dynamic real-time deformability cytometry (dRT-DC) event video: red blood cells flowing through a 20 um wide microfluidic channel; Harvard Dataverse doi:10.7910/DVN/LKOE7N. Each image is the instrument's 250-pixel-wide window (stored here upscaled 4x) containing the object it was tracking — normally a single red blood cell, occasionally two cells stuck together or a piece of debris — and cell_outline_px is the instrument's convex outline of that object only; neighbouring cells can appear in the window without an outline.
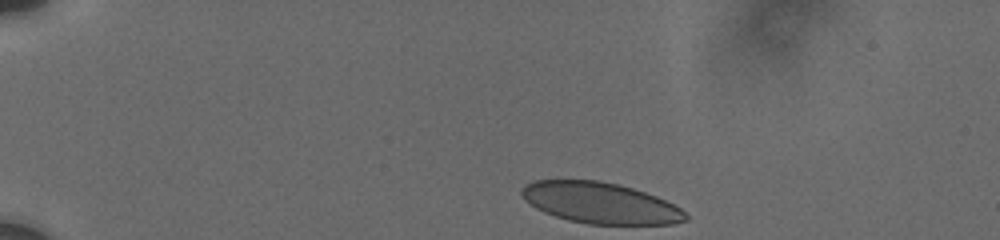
{"species": "human", "species_latin": "Homo sapiens", "temperature_condition": "cold", "stored_images_in_passage": 38, "camera_frame_rate_fps": 3000, "um_per_image_px": 0.085, "donor": {"sex": "male"}, "frame": {"image": 1, "passage_image": 1, "time_ms": 0.0, "image_size_px": [1000, 240], "cell_outline_px": [[688, 220], [672, 224], [588, 224], [568, 220], [544, 212], [536, 208], [524, 200], [520, 192], [524, 184], [536, 180], [600, 180], [632, 188], [656, 196], [680, 208], [688, 216]], "centroid_in_image_um": [50.99, 17.25], "position_along_channel_um": 34.0, "area_um2": 39.07}}
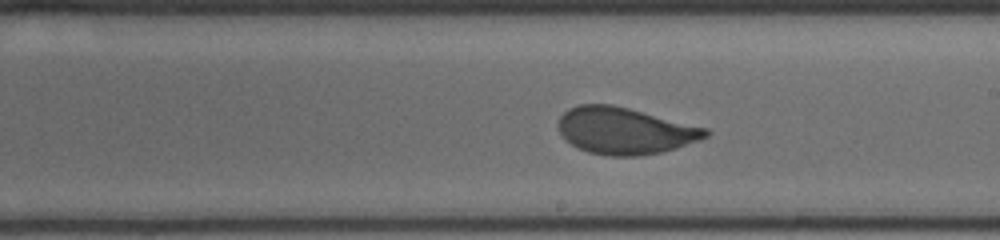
{"frame": {"image": 2, "passage_image": 19, "time_ms": 7.667, "image_size_px": [1000, 240], "cell_outline_px": [[712, 132], [708, 136], [700, 140], [676, 148], [660, 152], [636, 156], [608, 156], [588, 152], [576, 148], [564, 140], [560, 132], [560, 116], [568, 108], [580, 104], [612, 104], [708, 128]], "centroid_in_image_um": [53.11, 11.12], "position_along_channel_um": 235.9, "area_um2": 40.17}}
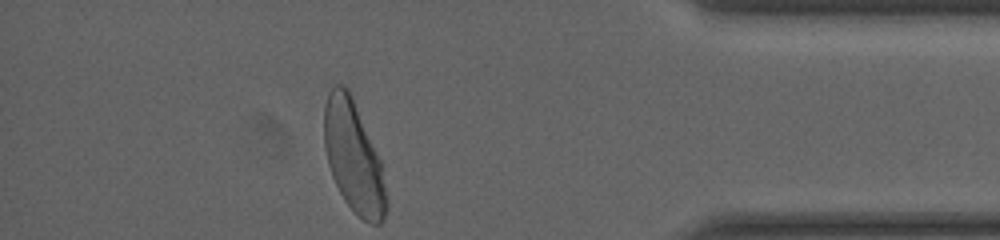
{"frame": {"image": 3, "passage_image": 38, "time_ms": 13.0, "image_size_px": [1000, 240], "cell_outline_px": [[388, 208], [384, 220], [380, 224], [368, 224], [344, 200], [332, 176], [328, 164], [324, 148], [324, 104], [328, 92], [336, 84], [344, 84], [348, 88], [352, 96], [380, 160], [388, 200]], "centroid_in_image_um": [30.05, 13.35], "position_along_channel_um": 405.2, "area_um2": 40.29}, "authors_computed_cell_mechanics": {"area_um2": 40.2288, "velocity_mm_per_s": 3.706, "shape_relaxation_time_tau1_ms": 3.2051, "shape_relaxation_time_tau2_ms": null, "deformation_change_tau1": 0.1219, "deformation_change_tau2": null}}